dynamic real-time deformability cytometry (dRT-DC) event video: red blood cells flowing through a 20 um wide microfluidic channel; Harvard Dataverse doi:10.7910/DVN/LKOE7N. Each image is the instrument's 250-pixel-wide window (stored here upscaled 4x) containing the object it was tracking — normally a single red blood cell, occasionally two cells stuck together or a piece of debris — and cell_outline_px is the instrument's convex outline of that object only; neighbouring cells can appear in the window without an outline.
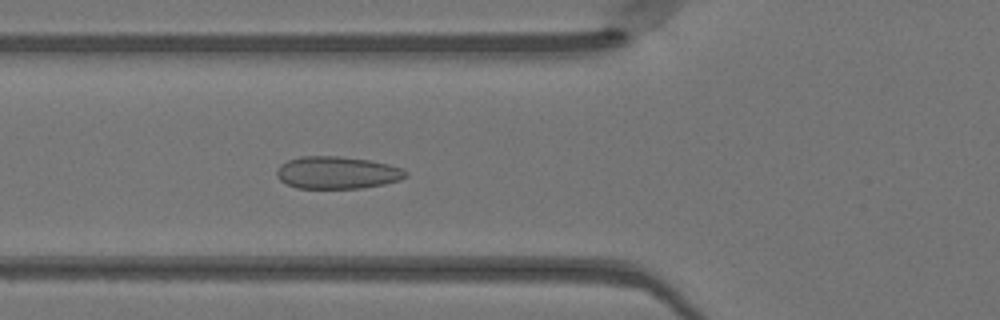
{"species": "Egyptian fruit bat (a non-hibernating species)", "species_latin": "Rousettus aegyptiacus", "temperature_condition": "warm", "stored_images_in_passage": 41, "camera_frame_rate_fps": 3000, "um_per_image_px": 0.085, "animal": {"sex": "female"}, "frame": {"image": 1, "passage_image": 10, "time_ms": 3.0, "image_size_px": [1000, 320], "cell_outline_px": [[408, 176], [400, 180], [384, 184], [360, 188], [296, 188], [280, 180], [276, 176], [276, 172], [280, 164], [288, 160], [300, 156], [340, 156], [368, 160], [388, 164], [400, 168], [408, 172]], "centroid_in_image_um": [28.64, 14.67], "position_along_channel_um": 97.2, "area_um2": 24.33}}
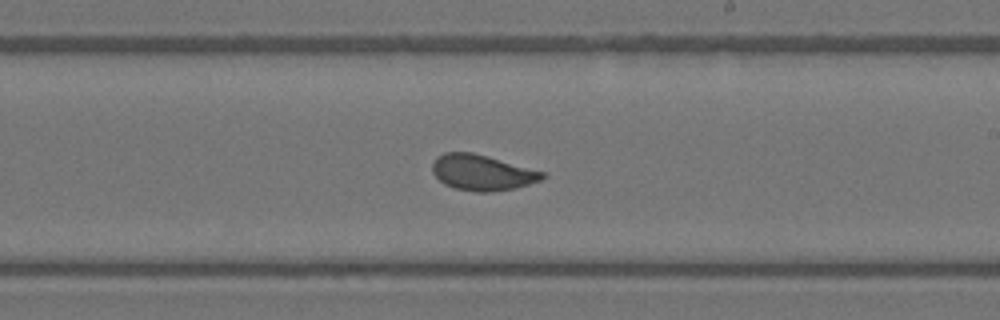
{"frame": {"image": 2, "passage_image": 21, "time_ms": 6.667, "image_size_px": [1000, 320], "cell_outline_px": [[548, 176], [540, 180], [516, 188], [488, 192], [476, 192], [456, 188], [444, 184], [432, 172], [432, 164], [436, 156], [444, 152], [472, 152], [544, 172]], "centroid_in_image_um": [40.96, 14.66], "position_along_channel_um": 248.0, "area_um2": 22.72}}
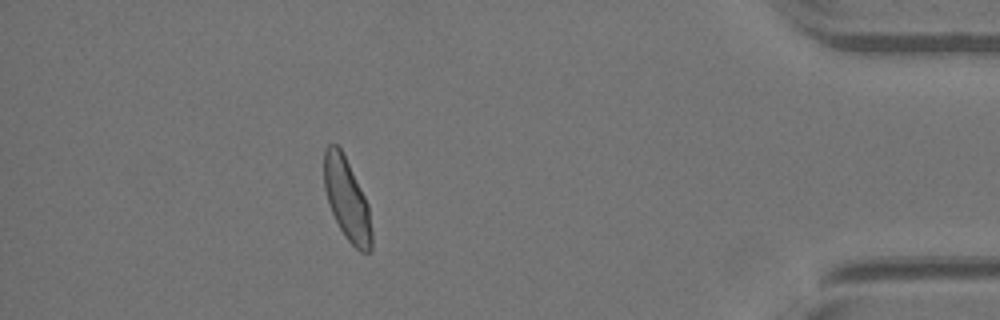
{"frame": {"image": 3, "passage_image": 36, "time_ms": 11.667, "image_size_px": [1000, 320], "cell_outline_px": [[372, 248], [368, 252], [360, 252], [344, 236], [332, 212], [324, 188], [324, 148], [328, 144], [336, 144], [340, 148], [368, 204], [372, 232]], "centroid_in_image_um": [29.48, 16.96], "position_along_channel_um": 405.7, "area_um2": 22.31}, "authors_computed_cell_mechanics": {"area_um2": 23.12, "velocity_mm_per_s": 4.1236, "shape_relaxation_time_tau1_ms": 8.8351, "shape_relaxation_time_tau2_ms": null, "deformation_change_tau1": 0.1788, "deformation_change_tau2": null}}